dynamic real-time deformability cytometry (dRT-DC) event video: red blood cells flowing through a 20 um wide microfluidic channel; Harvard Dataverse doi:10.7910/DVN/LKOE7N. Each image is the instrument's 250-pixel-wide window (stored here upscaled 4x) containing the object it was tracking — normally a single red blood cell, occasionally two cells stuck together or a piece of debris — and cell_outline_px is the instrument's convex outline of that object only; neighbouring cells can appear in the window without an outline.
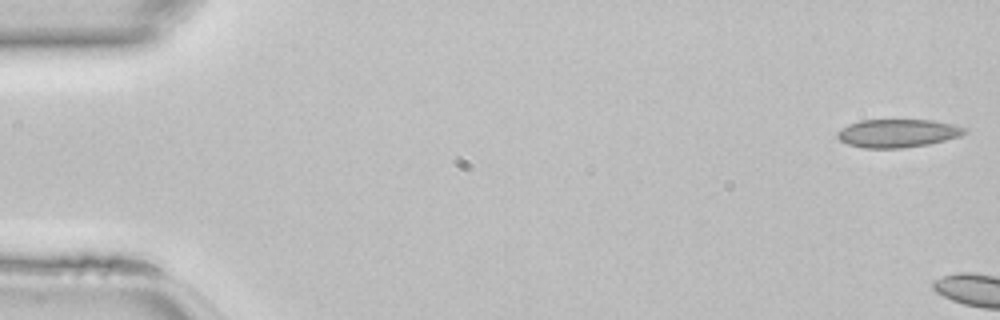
{"species": "common noctule bat (a hibernating species)", "species_latin": "Nyctalus noctula", "temperature_condition": "room temperature", "stored_images_in_passage": 4, "camera_frame_rate_fps": 3000, "um_per_image_px": 0.085, "animal": {"sex": "female", "body_mass_g": 22.7, "forearm_length_mm": 54.2}, "frame": {"image": 1, "passage_image": 1, "time_ms": 0.0, "image_size_px": [1000, 320], "cell_outline_px": [[968, 132], [960, 136], [928, 144], [904, 148], [864, 148], [848, 144], [840, 140], [836, 136], [836, 132], [840, 128], [848, 124], [860, 120], [932, 120], [952, 124], [968, 128]], "centroid_in_image_um": [76.29, 11.32], "position_along_channel_um": 8.7, "area_um2": 21.04}}